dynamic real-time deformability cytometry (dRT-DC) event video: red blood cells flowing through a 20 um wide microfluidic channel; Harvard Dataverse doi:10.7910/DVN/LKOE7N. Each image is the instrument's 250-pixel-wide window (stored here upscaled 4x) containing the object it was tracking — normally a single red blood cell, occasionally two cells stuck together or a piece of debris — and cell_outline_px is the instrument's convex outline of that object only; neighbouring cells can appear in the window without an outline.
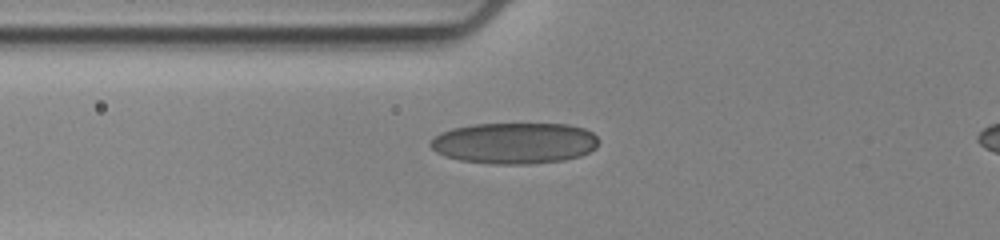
{"species": "human", "species_latin": "Homo sapiens", "temperature_condition": "cold", "stored_images_in_passage": 46, "camera_frame_rate_fps": 3000, "um_per_image_px": 0.085, "donor": {"sex": "female"}, "frame": {"image": 1, "passage_image": 11, "time_ms": 3.333, "image_size_px": [1000, 240], "cell_outline_px": [[600, 140], [596, 148], [580, 156], [564, 160], [528, 164], [492, 164], [460, 160], [444, 156], [436, 152], [428, 144], [440, 132], [452, 128], [476, 124], [568, 124], [584, 128], [592, 132]], "centroid_in_image_um": [43.74, 12.16], "position_along_channel_um": 82.1, "area_um2": 40.52}}
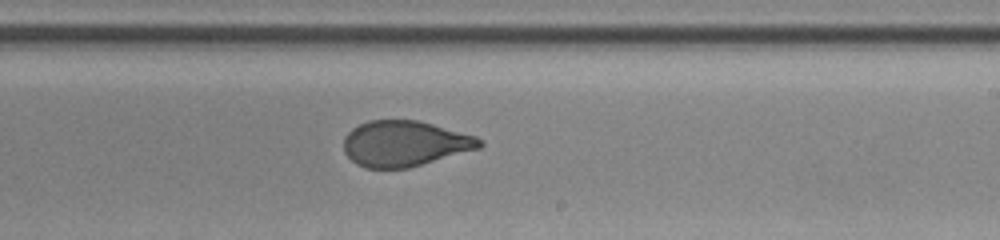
{"frame": {"image": 2, "passage_image": 26, "time_ms": 8.333, "image_size_px": [1000, 240], "cell_outline_px": [[484, 144], [480, 148], [408, 168], [364, 168], [356, 164], [344, 152], [344, 136], [352, 128], [368, 120], [420, 120], [476, 136], [484, 140]], "centroid_in_image_um": [34.4, 12.2], "position_along_channel_um": 254.6, "area_um2": 36.3}}
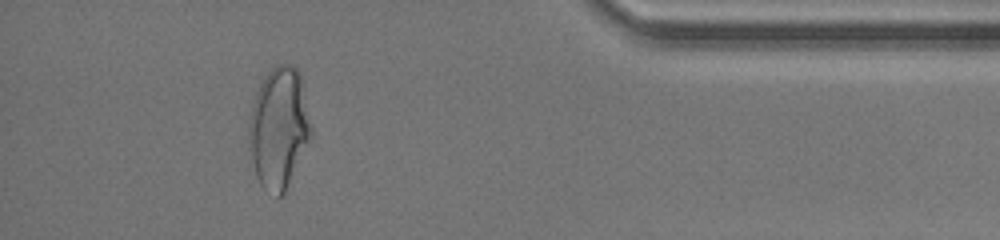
{"frame": {"image": 3, "passage_image": 42, "time_ms": 13.667, "image_size_px": [1000, 240], "cell_outline_px": [[312, 136], [284, 192], [280, 196], [276, 196], [264, 188], [260, 184], [256, 176], [252, 160], [248, 136], [248, 124], [252, 104], [256, 92], [260, 84], [268, 72], [276, 64], [292, 64], [300, 72], [312, 128]], "centroid_in_image_um": [23.7, 10.84], "position_along_channel_um": 411.5, "area_um2": 43.7}}